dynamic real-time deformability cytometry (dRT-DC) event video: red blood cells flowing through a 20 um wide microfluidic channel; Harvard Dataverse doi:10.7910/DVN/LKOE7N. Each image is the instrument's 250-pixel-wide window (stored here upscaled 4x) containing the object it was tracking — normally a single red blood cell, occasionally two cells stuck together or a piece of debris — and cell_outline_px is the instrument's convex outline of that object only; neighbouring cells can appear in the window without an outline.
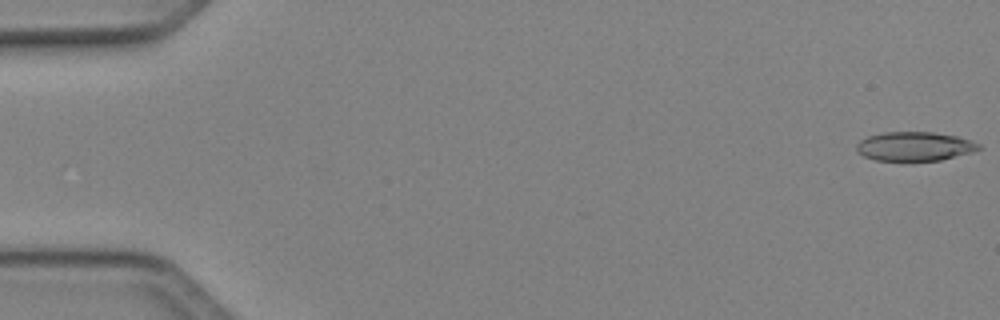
{"species": "Egyptian fruit bat (a non-hibernating species)", "species_latin": "Rousettus aegyptiacus", "temperature_condition": "cold", "stored_images_in_passage": 13, "camera_frame_rate_fps": 3000, "um_per_image_px": 0.085, "animal": {"sex": "female"}, "frame": {"image": 1, "passage_image": 1, "time_ms": 0.0, "image_size_px": [1000, 320], "cell_outline_px": [[984, 148], [972, 152], [940, 160], [876, 160], [864, 156], [856, 152], [856, 144], [860, 140], [868, 136], [884, 132], [932, 132], [956, 136], [972, 140], [980, 144]], "centroid_in_image_um": [77.75, 12.43], "position_along_channel_um": 7.2, "area_um2": 20.69}}